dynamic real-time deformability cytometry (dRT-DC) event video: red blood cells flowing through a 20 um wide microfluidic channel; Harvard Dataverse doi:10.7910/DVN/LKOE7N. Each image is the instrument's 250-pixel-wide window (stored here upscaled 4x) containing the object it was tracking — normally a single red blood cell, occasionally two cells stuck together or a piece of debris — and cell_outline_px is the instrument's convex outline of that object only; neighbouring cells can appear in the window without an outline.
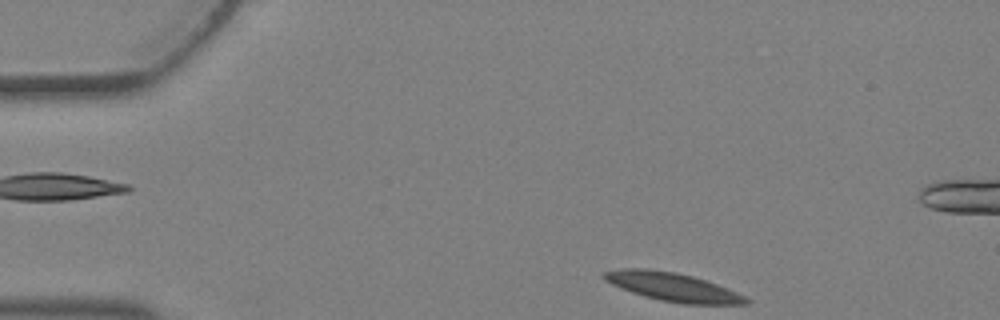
{"species": "Egyptian fruit bat (a non-hibernating species)", "species_latin": "Rousettus aegyptiacus", "temperature_condition": "warm", "stored_images_in_passage": 2, "segment_of_instrument_passage": [2, 2], "camera_frame_rate_fps": 3000, "um_per_image_px": 0.085, "animal": {"sex": "female"}, "frame": {"image": 1, "passage_image": 2, "time_ms": 0.333, "image_size_px": [1000, 320], "cell_outline_px": [[752, 300], [748, 304], [684, 304], [660, 300], [644, 296], [632, 292], [612, 284], [604, 280], [600, 276], [604, 272], [620, 268], [648, 268], [676, 272], [692, 276], [728, 288]], "centroid_in_image_um": [57.16, 24.38], "position_along_channel_um": 27.8, "area_um2": 23.58}}